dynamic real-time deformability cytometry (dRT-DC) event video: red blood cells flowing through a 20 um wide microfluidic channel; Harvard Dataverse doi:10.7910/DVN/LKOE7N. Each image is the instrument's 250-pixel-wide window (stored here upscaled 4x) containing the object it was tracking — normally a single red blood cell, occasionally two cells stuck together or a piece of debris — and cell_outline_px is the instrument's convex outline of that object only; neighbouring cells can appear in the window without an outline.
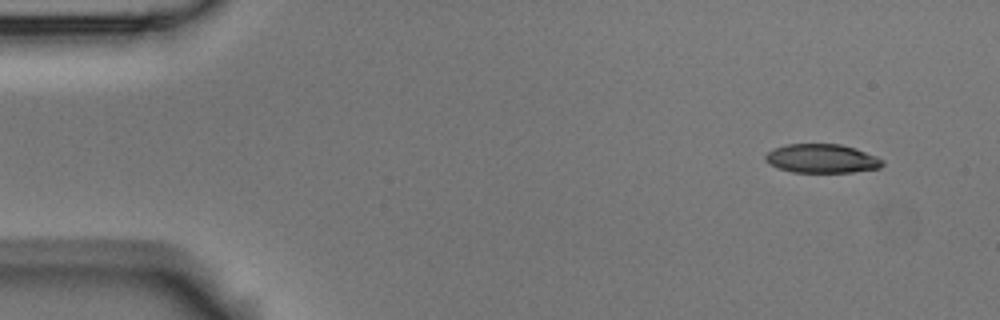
{"species": "Egyptian fruit bat (a non-hibernating species)", "species_latin": "Rousettus aegyptiacus", "temperature_condition": "room temperature", "stored_images_in_passage": 8, "camera_frame_rate_fps": 3000, "um_per_image_px": 0.085, "animal": {"sex": "male"}, "frame": {"image": 1, "passage_image": 1, "time_ms": 0.0, "image_size_px": [1000, 320], "cell_outline_px": [[884, 164], [880, 168], [852, 172], [792, 172], [768, 164], [764, 160], [764, 156], [768, 152], [776, 148], [788, 144], [840, 144], [856, 148], [876, 156], [884, 160]], "centroid_in_image_um": [69.87, 13.48], "position_along_channel_um": 15.1, "area_um2": 19.71}}
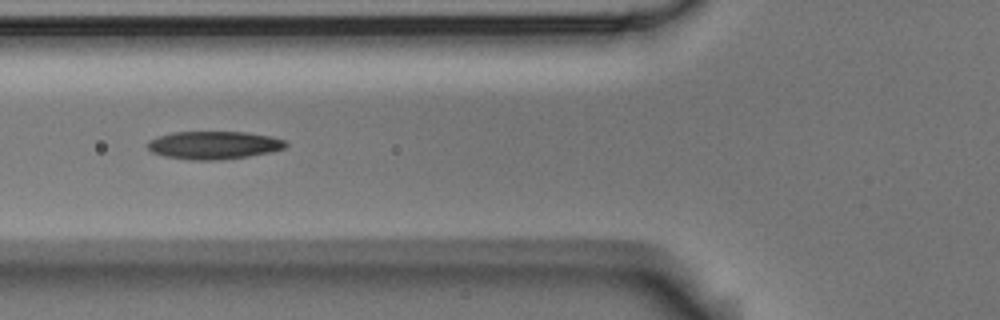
{"frame": {"image": 2, "passage_image": 5, "time_ms": 1.333, "image_size_px": [1000, 320], "cell_outline_px": [[288, 144], [284, 148], [272, 152], [248, 156], [220, 160], [188, 160], [164, 156], [152, 152], [148, 148], [148, 140], [172, 132], [248, 132], [272, 136], [284, 140]], "centroid_in_image_um": [18.19, 12.34], "position_along_channel_um": 107.6, "area_um2": 22.6}}
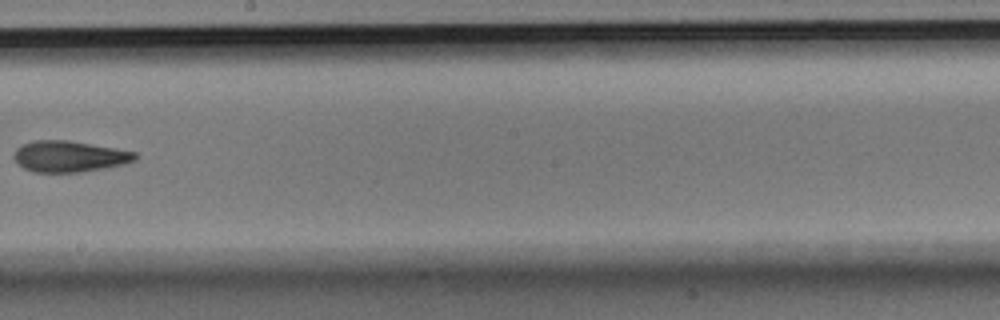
{"frame": {"image": 3, "passage_image": 8, "time_ms": 2.333, "image_size_px": [1000, 320], "cell_outline_px": [[136, 160], [124, 164], [104, 168], [80, 172], [32, 172], [16, 164], [12, 156], [16, 148], [20, 144], [32, 140], [68, 140], [136, 152]], "centroid_in_image_um": [5.82, 13.29], "position_along_channel_um": 242.4, "area_um2": 22.14}}